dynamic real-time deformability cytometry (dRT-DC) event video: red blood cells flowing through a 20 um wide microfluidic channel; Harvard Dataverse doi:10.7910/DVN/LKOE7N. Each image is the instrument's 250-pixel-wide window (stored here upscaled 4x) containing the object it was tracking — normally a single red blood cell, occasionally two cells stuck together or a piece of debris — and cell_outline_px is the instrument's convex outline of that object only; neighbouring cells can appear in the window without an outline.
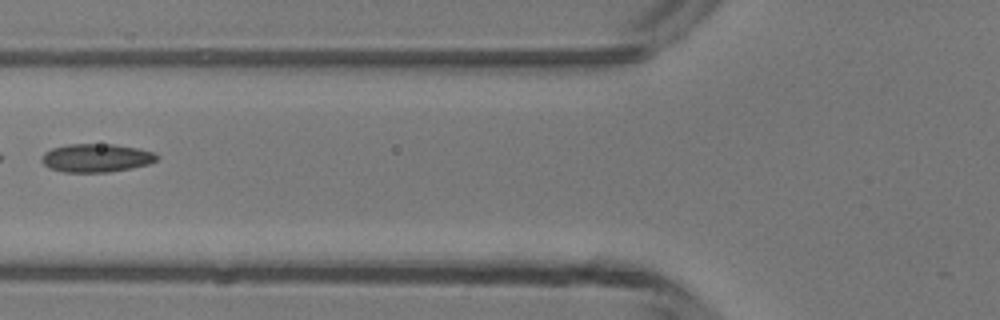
{"species": "common noctule bat (a hibernating species)", "species_latin": "Nyctalus noctula", "temperature_condition": "room temperature", "stored_images_in_passage": 6, "camera_frame_rate_fps": 3000, "um_per_image_px": 0.085, "animal": {"sex": "male", "body_mass_g": 13.3}, "frame": {"image": 1, "passage_image": 6, "time_ms": 6.0, "image_size_px": [1000, 320], "cell_outline_px": [[160, 156], [156, 160], [148, 164], [132, 168], [108, 172], [64, 172], [48, 168], [40, 160], [40, 156], [44, 152], [52, 148], [68, 144], [116, 144], [140, 148], [156, 152]], "centroid_in_image_um": [8.19, 13.41], "position_along_channel_um": 117.6, "area_um2": 19.36}}